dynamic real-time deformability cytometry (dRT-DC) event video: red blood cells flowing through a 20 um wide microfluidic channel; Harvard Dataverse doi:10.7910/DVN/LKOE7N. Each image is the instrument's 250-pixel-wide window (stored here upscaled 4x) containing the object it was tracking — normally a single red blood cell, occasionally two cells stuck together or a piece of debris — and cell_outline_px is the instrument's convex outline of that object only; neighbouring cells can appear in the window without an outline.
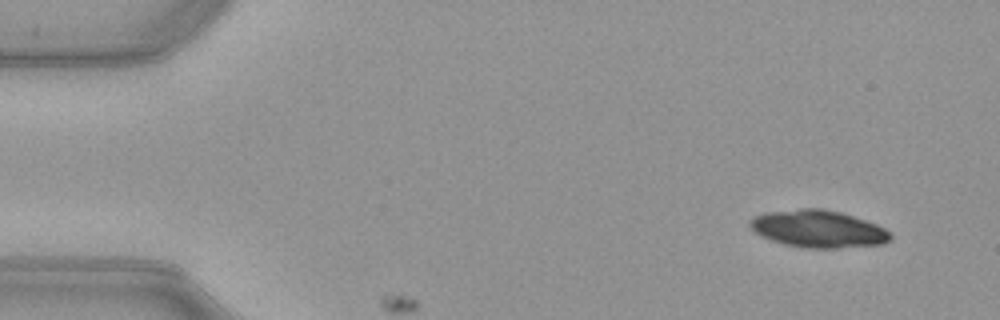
{"species": "common noctule bat (a hibernating species)", "species_latin": "Nyctalus noctula", "temperature_condition": "warm", "stored_images_in_passage": 6, "camera_frame_rate_fps": 3000, "um_per_image_px": 0.085, "animal": {"sex": "female", "body_mass_g": 21.9}, "frame": {"image": 1, "passage_image": 4, "time_ms": 1.0, "image_size_px": [1000, 320], "cell_outline_px": [[892, 240], [884, 244], [840, 248], [804, 248], [784, 244], [760, 236], [748, 224], [748, 220], [752, 216], [764, 212], [800, 208], [820, 208], [840, 212], [876, 224], [892, 232]], "centroid_in_image_um": [69.54, 19.45], "position_along_channel_um": 15.5, "area_um2": 30.87}}